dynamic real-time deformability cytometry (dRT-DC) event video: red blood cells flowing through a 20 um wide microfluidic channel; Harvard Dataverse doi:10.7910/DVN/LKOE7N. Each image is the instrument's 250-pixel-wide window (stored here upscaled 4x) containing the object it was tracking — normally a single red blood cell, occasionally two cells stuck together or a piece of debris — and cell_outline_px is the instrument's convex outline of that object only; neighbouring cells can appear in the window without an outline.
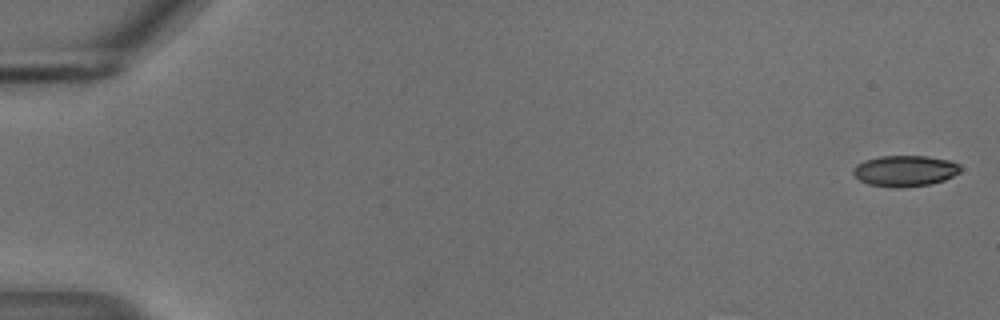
{"species": "common noctule bat (a hibernating species)", "species_latin": "Nyctalus noctula", "temperature_condition": "cold", "stored_images_in_passage": 55, "camera_frame_rate_fps": 3000, "um_per_image_px": 0.085, "animal": {"sex": "male", "body_mass_g": 18.8}, "frame": {"image": 1, "passage_image": 1, "time_ms": 0.0, "image_size_px": [1000, 320], "cell_outline_px": [[960, 172], [944, 180], [928, 184], [896, 188], [868, 184], [860, 180], [852, 172], [852, 168], [856, 164], [864, 160], [880, 156], [928, 156], [952, 160], [960, 164]], "centroid_in_image_um": [76.92, 14.51], "position_along_channel_um": 8.1, "area_um2": 19.42}}
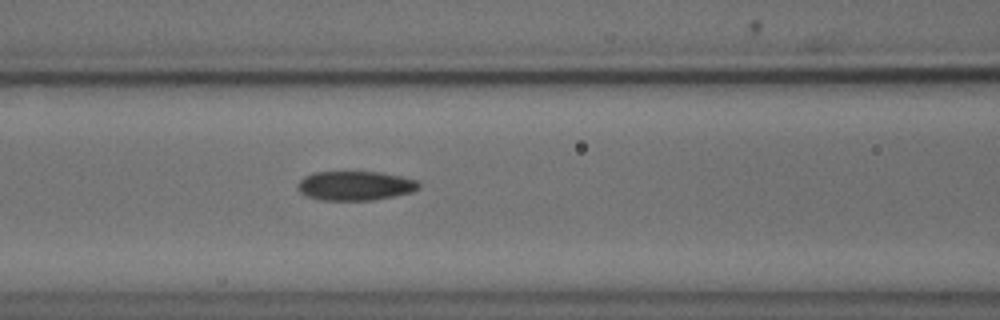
{"frame": {"image": 2, "passage_image": 24, "time_ms": 7.667, "image_size_px": [1000, 320], "cell_outline_px": [[420, 188], [412, 192], [372, 200], [320, 200], [308, 196], [300, 192], [296, 188], [296, 184], [304, 176], [312, 172], [380, 172], [400, 176], [416, 180], [420, 184]], "centroid_in_image_um": [30.16, 15.78], "position_along_channel_um": 136.4, "area_um2": 20.69}}
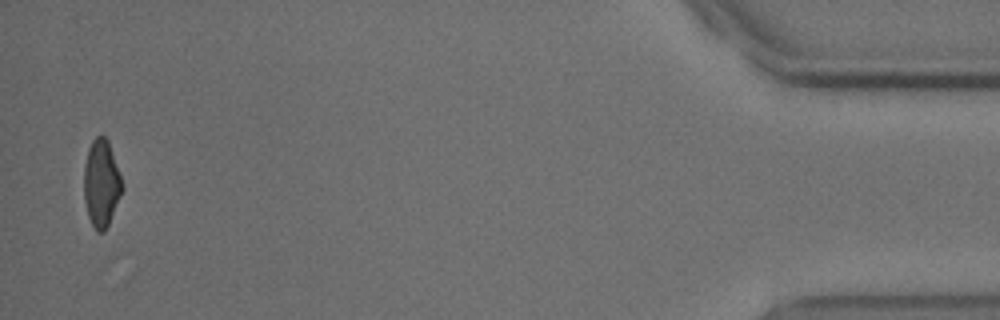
{"frame": {"image": 3, "passage_image": 54, "time_ms": 17.667, "image_size_px": [1000, 320], "cell_outline_px": [[124, 188], [108, 224], [104, 232], [96, 232], [88, 216], [84, 200], [84, 168], [88, 148], [92, 140], [96, 136], [104, 136], [108, 140]], "centroid_in_image_um": [8.6, 15.59], "position_along_channel_um": 426.6, "area_um2": 19.25}, "authors_computed_cell_mechanics": {"area_um2": 20.6924, "velocity_mm_per_s": 3.6975, "shape_relaxation_time_tau1_ms": 5.4561, "shape_relaxation_time_tau2_ms": 3.042, "deformation_change_tau1": 0.1374, "deformation_change_tau2": 0.0877}}